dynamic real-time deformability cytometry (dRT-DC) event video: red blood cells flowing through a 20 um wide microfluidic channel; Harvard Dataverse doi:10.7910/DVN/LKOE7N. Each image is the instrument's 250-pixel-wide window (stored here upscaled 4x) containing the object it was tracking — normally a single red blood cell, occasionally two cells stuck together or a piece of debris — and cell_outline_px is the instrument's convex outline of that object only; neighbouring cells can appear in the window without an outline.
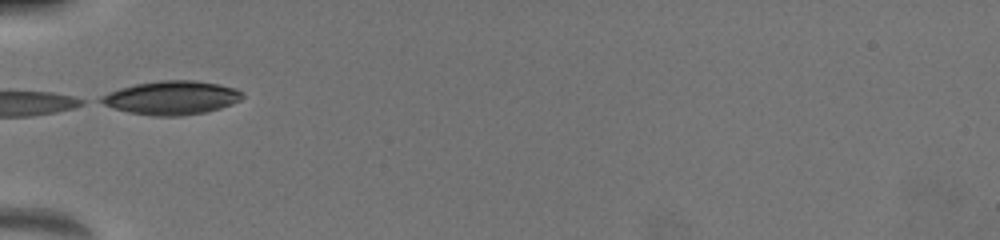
{"species": "common noctule bat (a hibernating species)", "species_latin": "Nyctalus noctula", "temperature_condition": "warm", "stored_images_in_passage": 28, "camera_frame_rate_fps": 3000, "um_per_image_px": 0.085, "animal": {"sex": "female", "body_mass_g": 19.5, "forearm_length_mm": 54.1}, "frame": {"image": 1, "passage_image": 1, "time_ms": 0.0, "image_size_px": [1000, 240], "cell_outline_px": [[244, 96], [240, 100], [232, 104], [220, 108], [204, 112], [180, 116], [152, 116], [128, 112], [92, 100], [108, 92], [120, 88], [136, 84], [156, 80], [192, 80], [216, 84], [236, 88], [244, 92]], "centroid_in_image_um": [14.55, 8.31], "position_along_channel_um": 70.4, "area_um2": 27.86}}